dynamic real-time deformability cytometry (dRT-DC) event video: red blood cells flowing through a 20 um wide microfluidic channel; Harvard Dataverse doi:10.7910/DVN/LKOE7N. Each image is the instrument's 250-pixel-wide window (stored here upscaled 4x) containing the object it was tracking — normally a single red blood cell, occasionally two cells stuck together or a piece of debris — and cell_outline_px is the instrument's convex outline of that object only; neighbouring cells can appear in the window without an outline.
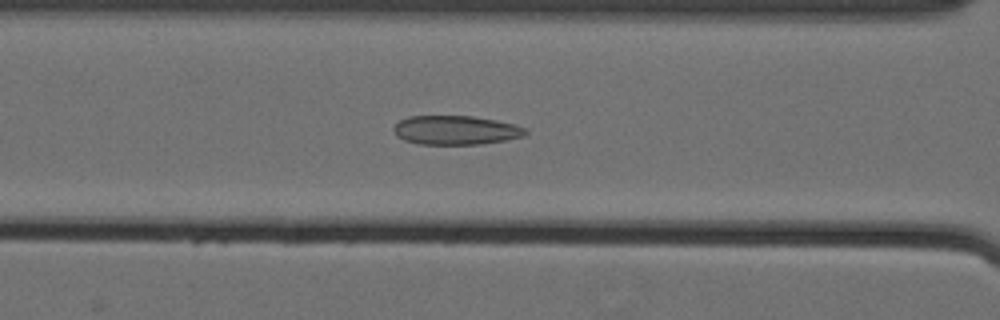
{"species": "Egyptian fruit bat (a non-hibernating species)", "species_latin": "Rousettus aegyptiacus", "temperature_condition": "cold", "stored_images_in_passage": 60, "camera_frame_rate_fps": 3000, "um_per_image_px": 0.085, "animal": {"sex": "female"}, "frame": {"image": 1, "passage_image": 29, "time_ms": 9.333, "image_size_px": [1000, 320], "cell_outline_px": [[528, 132], [524, 136], [504, 140], [480, 144], [420, 144], [404, 140], [396, 136], [392, 128], [400, 120], [408, 116], [472, 116], [496, 120], [528, 128]], "centroid_in_image_um": [38.73, 11.06], "position_along_channel_um": 127.9, "area_um2": 22.31}}
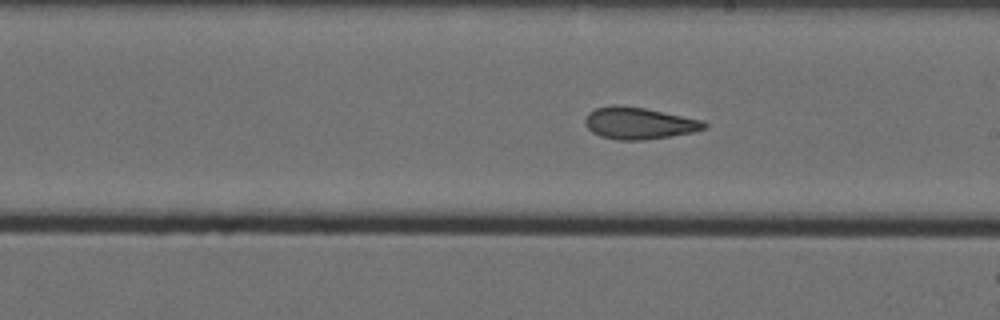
{"frame": {"image": 2, "passage_image": 38, "time_ms": 12.333, "image_size_px": [1000, 320], "cell_outline_px": [[708, 128], [692, 132], [644, 140], [620, 140], [600, 136], [592, 132], [584, 124], [584, 116], [588, 112], [596, 108], [612, 104], [620, 104], [644, 108], [700, 120], [708, 124]], "centroid_in_image_um": [54.24, 10.46], "position_along_channel_um": 234.8, "area_um2": 22.08}}
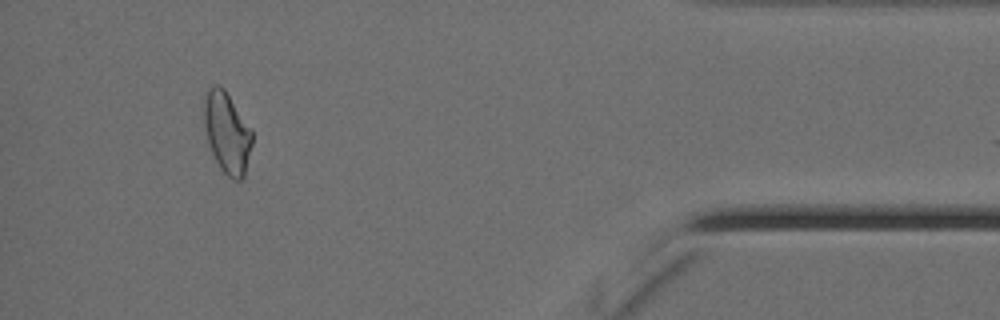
{"frame": {"image": 3, "passage_image": 57, "time_ms": 18.667, "image_size_px": [1000, 320], "cell_outline_px": [[252, 144], [244, 176], [240, 180], [232, 180], [220, 168], [212, 152], [208, 140], [204, 124], [204, 100], [208, 88], [212, 84], [220, 84], [224, 88], [252, 128]], "centroid_in_image_um": [19.31, 11.24], "position_along_channel_um": 415.9, "area_um2": 22.77}, "authors_computed_cell_mechanics": {"area_um2": 23.3512, "velocity_mm_per_s": 3.5632, "shape_relaxation_time_tau1_ms": null, "shape_relaxation_time_tau2_ms": 2.4612, "deformation_change_tau1": null, "deformation_change_tau2": 0.0866}}